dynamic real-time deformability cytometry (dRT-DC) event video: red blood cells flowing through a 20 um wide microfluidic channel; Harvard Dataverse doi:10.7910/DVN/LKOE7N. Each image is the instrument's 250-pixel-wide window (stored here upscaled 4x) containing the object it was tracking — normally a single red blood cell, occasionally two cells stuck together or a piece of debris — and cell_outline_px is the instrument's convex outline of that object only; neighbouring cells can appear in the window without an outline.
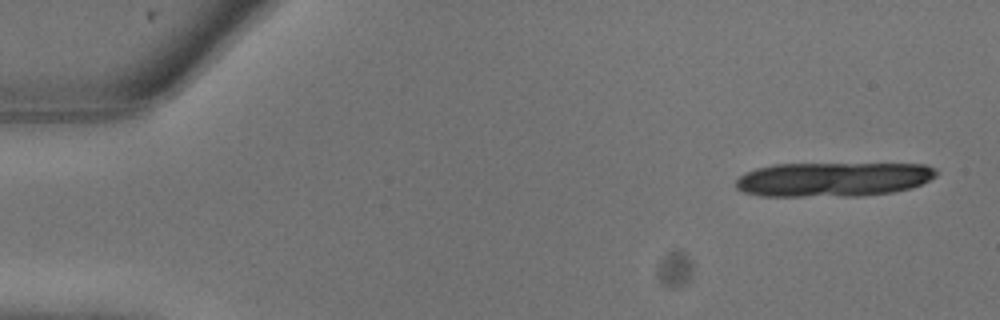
{"species": "common noctule bat (a hibernating species)", "species_latin": "Nyctalus noctula", "temperature_condition": "warm", "stored_images_in_passage": 7, "camera_frame_rate_fps": 3000, "um_per_image_px": 0.085, "animal": {"sex": "male", "body_mass_g": 13.3}, "frame": {"image": 1, "passage_image": 1, "time_ms": 0.0, "image_size_px": [1000, 320], "cell_outline_px": [[936, 176], [912, 188], [892, 192], [864, 196], [760, 196], [744, 192], [736, 188], [736, 180], [744, 172], [756, 168], [772, 164], [924, 164], [936, 168]], "centroid_in_image_um": [70.79, 15.24], "position_along_channel_um": 14.2, "area_um2": 40.34}}